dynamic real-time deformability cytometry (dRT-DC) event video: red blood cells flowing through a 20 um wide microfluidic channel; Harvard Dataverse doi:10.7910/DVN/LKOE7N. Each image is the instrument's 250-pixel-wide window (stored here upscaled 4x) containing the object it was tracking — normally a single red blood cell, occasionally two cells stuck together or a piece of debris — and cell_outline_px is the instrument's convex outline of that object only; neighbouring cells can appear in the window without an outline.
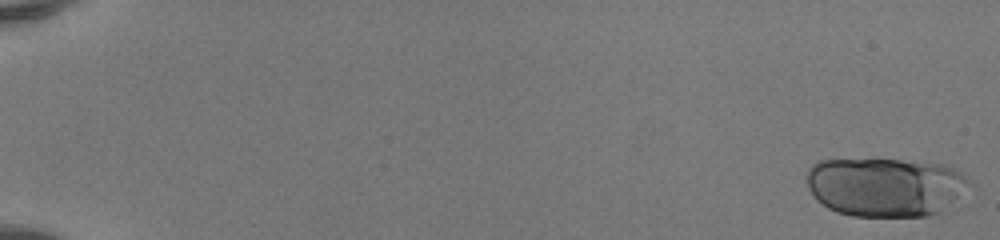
{"species": "human", "species_latin": "Homo sapiens", "temperature_condition": "room temperature", "stored_images_in_passage": 51, "camera_frame_rate_fps": 3000, "um_per_image_px": 0.085, "donor": {"sex": "female"}, "frame": {"image": 1, "passage_image": 1, "time_ms": 0.0, "image_size_px": [1000, 240], "cell_outline_px": [[968, 180], [940, 212], [924, 216], [852, 216], [836, 212], [828, 208], [816, 200], [808, 188], [808, 168], [812, 164], [820, 160], [900, 160], [940, 164], [952, 168], [968, 176]], "centroid_in_image_um": [75.13, 15.88], "position_along_channel_um": 9.9, "area_um2": 54.79}}
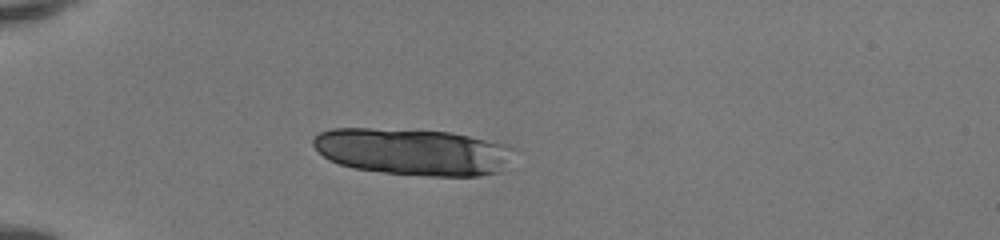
{"frame": {"image": 2, "passage_image": 16, "time_ms": 5.0, "image_size_px": [1000, 240], "cell_outline_px": [[516, 148], [500, 172], [480, 176], [428, 176], [384, 172], [356, 168], [340, 164], [328, 160], [312, 144], [312, 140], [320, 132], [332, 128], [372, 128], [448, 132], [508, 144]], "centroid_in_image_um": [35.11, 12.9], "position_along_channel_um": 49.9, "area_um2": 54.51}}